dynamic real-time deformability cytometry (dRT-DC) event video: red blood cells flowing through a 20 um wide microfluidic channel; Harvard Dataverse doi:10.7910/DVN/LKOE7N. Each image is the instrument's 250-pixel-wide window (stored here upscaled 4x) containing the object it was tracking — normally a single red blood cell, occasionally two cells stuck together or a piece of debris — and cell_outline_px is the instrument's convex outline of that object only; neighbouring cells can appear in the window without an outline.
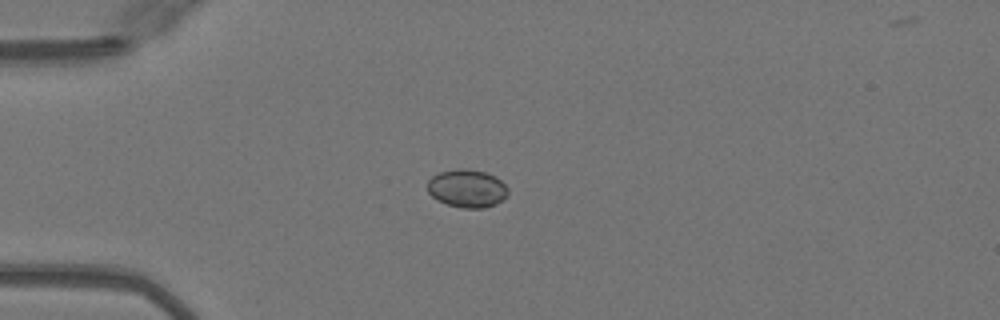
{"species": "Egyptian fruit bat (a non-hibernating species)", "species_latin": "Rousettus aegyptiacus", "temperature_condition": "warm", "stored_images_in_passage": 14, "camera_frame_rate_fps": 3000, "um_per_image_px": 0.085, "animal": {"sex": "female"}, "frame": {"image": 1, "passage_image": 5, "time_ms": 1.333, "image_size_px": [1000, 320], "cell_outline_px": [[508, 192], [504, 200], [496, 204], [484, 208], [464, 208], [448, 204], [436, 200], [428, 192], [428, 180], [432, 176], [440, 172], [456, 168], [464, 168], [484, 172], [496, 176], [508, 188]], "centroid_in_image_um": [39.71, 16.02], "position_along_channel_um": 45.3, "area_um2": 17.92}}
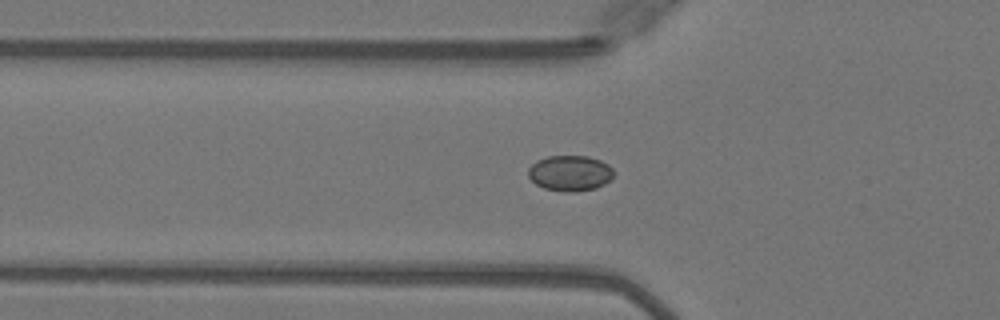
{"frame": {"image": 2, "passage_image": 9, "time_ms": 2.667, "image_size_px": [1000, 320], "cell_outline_px": [[616, 172], [604, 184], [596, 188], [576, 192], [568, 192], [544, 188], [536, 184], [528, 176], [528, 168], [536, 160], [548, 156], [588, 156], [600, 160], [608, 164]], "centroid_in_image_um": [48.45, 14.71], "position_along_channel_um": 77.3, "area_um2": 17.8}}
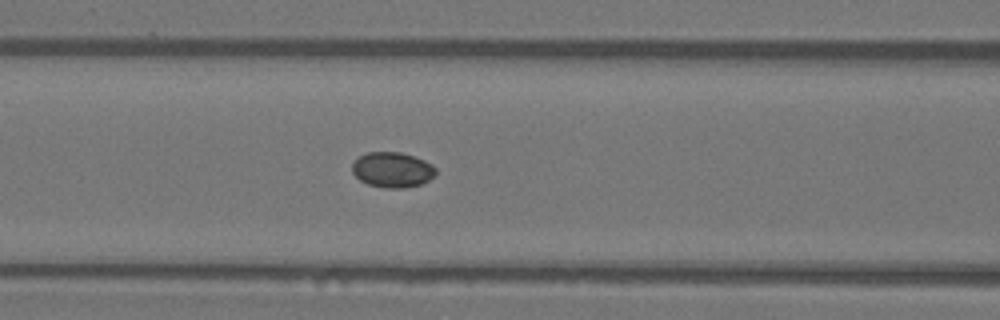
{"frame": {"image": 3, "passage_image": 13, "time_ms": 4.0, "image_size_px": [1000, 320], "cell_outline_px": [[436, 172], [428, 180], [420, 184], [404, 188], [384, 188], [368, 184], [360, 180], [352, 172], [352, 164], [360, 156], [368, 152], [400, 152], [424, 160], [432, 164], [436, 168]], "centroid_in_image_um": [33.34, 14.43], "position_along_channel_um": 133.3, "area_um2": 17.05}}